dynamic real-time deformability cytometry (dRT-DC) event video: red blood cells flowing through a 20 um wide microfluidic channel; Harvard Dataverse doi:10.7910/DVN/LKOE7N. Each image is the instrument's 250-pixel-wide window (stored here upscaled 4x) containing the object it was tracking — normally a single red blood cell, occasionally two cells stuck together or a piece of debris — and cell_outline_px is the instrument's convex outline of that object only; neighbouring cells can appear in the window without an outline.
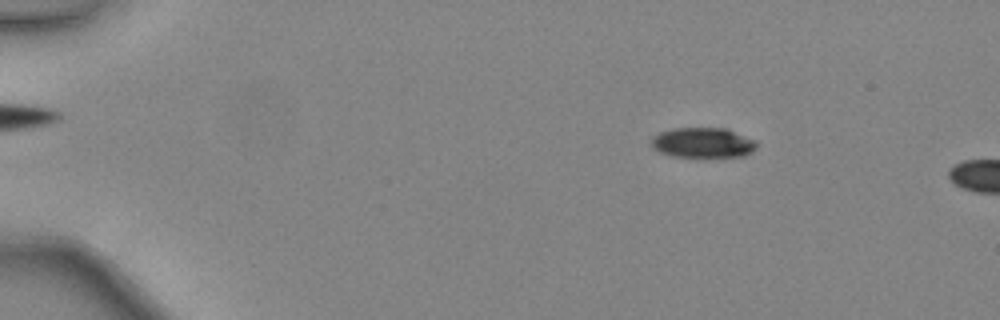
{"species": "common noctule bat (a hibernating species)", "species_latin": "Nyctalus noctula", "temperature_condition": "warm", "stored_images_in_passage": 11, "camera_frame_rate_fps": 3000, "um_per_image_px": 0.085, "animal": {"sex": "female", "body_mass_g": 24.6, "forearm_length_mm": 56.2}, "frame": {"image": 1, "passage_image": 8, "time_ms": 2.333, "image_size_px": [1000, 320], "cell_outline_px": [[756, 148], [752, 152], [744, 156], [672, 156], [660, 152], [652, 148], [652, 136], [660, 132], [672, 128], [728, 128], [756, 140]], "centroid_in_image_um": [59.76, 12.11], "position_along_channel_um": 25.2, "area_um2": 18.5}}